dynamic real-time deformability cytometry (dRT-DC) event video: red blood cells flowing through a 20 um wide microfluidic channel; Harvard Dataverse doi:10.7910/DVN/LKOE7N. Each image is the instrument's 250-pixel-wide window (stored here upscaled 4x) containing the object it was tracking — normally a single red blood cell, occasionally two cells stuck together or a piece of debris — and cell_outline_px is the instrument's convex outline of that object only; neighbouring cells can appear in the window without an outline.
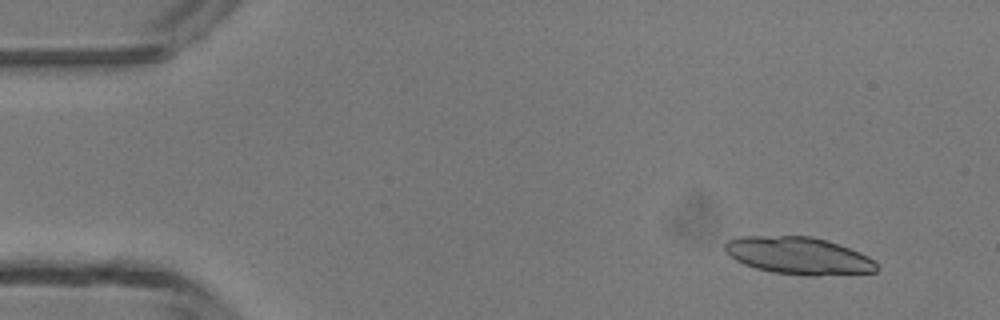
{"species": "common noctule bat (a hibernating species)", "species_latin": "Nyctalus noctula", "temperature_condition": "room temperature", "stored_images_in_passage": 4, "camera_frame_rate_fps": 3000, "um_per_image_px": 0.085, "animal": {"sex": "male", "body_mass_g": 13.3}, "frame": {"image": 1, "passage_image": 1, "time_ms": 0.0, "image_size_px": [1000, 320], "cell_outline_px": [[880, 268], [876, 272], [820, 276], [808, 276], [772, 272], [756, 268], [744, 264], [736, 260], [724, 248], [724, 244], [728, 240], [740, 236], [812, 236], [828, 240], [860, 252], [872, 260]], "centroid_in_image_um": [67.9, 21.74], "position_along_channel_um": 17.1, "area_um2": 33.06}}